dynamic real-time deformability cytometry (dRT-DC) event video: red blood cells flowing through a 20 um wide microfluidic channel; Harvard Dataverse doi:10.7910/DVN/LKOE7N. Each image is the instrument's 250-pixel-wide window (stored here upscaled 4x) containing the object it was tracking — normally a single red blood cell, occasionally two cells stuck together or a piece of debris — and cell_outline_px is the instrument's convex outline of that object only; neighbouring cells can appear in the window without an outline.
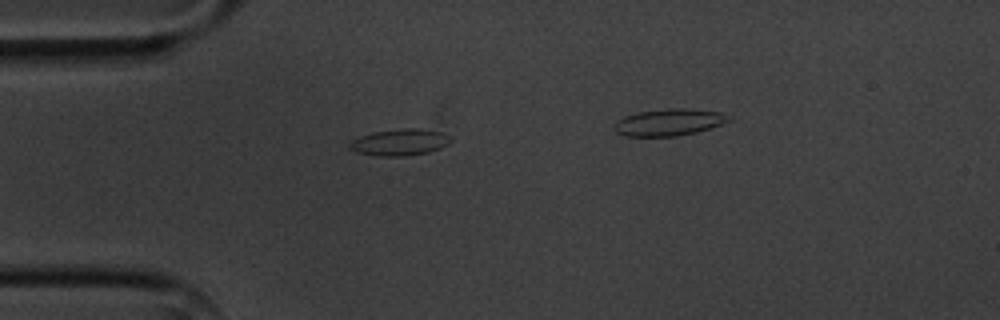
{"species": "common noctule bat (a hibernating species)", "species_latin": "Nyctalus noctula", "temperature_condition": "cold", "stored_images_in_passage": 4, "camera_frame_rate_fps": 3000, "um_per_image_px": 0.085, "animal": {"sex": "male", "body_mass_g": 20.1, "forearm_length_mm": 53.5}, "frame": {"image": 1, "passage_image": 2, "time_ms": 3.333, "image_size_px": [1000, 320], "cell_outline_px": [[452, 140], [448, 144], [440, 148], [428, 152], [404, 156], [380, 156], [356, 152], [348, 148], [348, 144], [352, 140], [360, 136], [372, 132], [404, 128], [420, 128], [440, 132], [452, 136]], "centroid_in_image_um": [33.98, 12.08], "position_along_channel_um": 51.0, "area_um2": 15.72}}